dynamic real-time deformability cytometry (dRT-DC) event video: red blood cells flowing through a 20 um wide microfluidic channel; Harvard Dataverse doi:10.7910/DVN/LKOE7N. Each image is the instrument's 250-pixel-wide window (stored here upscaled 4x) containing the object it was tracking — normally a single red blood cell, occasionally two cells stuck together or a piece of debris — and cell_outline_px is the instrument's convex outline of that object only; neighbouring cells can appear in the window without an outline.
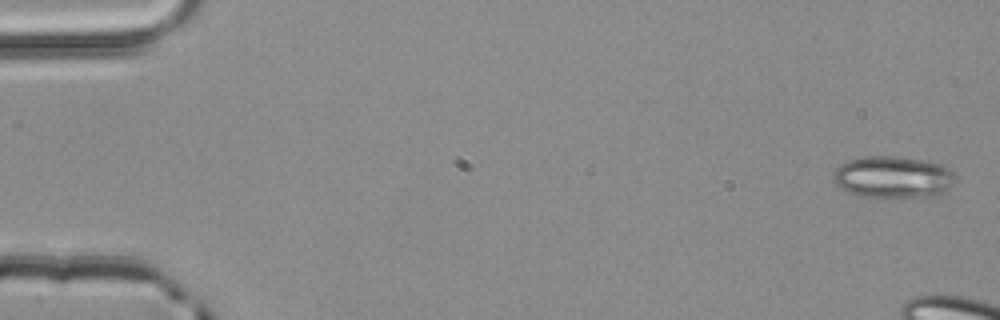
{"species": "common noctule bat (a hibernating species)", "species_latin": "Nyctalus noctula", "temperature_condition": "room temperature", "stored_images_in_passage": 4, "camera_frame_rate_fps": 3000, "um_per_image_px": 0.085, "animal": {"sex": "male", "body_mass_g": 20.4}, "frame": {"image": 1, "passage_image": 1, "time_ms": 0.0, "image_size_px": [1000, 320], "cell_outline_px": [[956, 176], [940, 196], [860, 196], [848, 192], [840, 188], [832, 180], [832, 172], [840, 164], [848, 160], [864, 156], [900, 156], [924, 160], [940, 164], [948, 168]], "centroid_in_image_um": [75.85, 15.03], "position_along_channel_um": 9.2, "area_um2": 29.65}}